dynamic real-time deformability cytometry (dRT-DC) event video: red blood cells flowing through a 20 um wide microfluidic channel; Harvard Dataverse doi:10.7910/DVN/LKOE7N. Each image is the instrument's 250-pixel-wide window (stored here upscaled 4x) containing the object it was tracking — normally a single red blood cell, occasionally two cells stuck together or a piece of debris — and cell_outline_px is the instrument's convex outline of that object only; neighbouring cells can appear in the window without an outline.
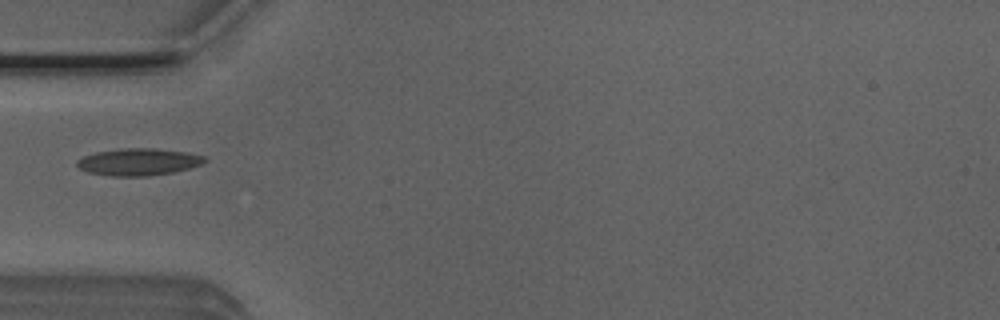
{"species": "Egyptian fruit bat (a non-hibernating species)", "species_latin": "Rousettus aegyptiacus", "temperature_condition": "room temperature", "stored_images_in_passage": 2, "camera_frame_rate_fps": 3000, "um_per_image_px": 0.085, "animal": {"sex": "male"}, "frame": {"image": 1, "passage_image": 1, "time_ms": 0.0, "image_size_px": [1000, 320], "cell_outline_px": [[208, 160], [200, 164], [188, 168], [172, 172], [148, 176], [112, 176], [88, 172], [80, 168], [76, 164], [76, 160], [84, 156], [96, 152], [124, 148], [156, 148], [188, 152], [204, 156]], "centroid_in_image_um": [11.77, 13.75], "position_along_channel_um": 73.2, "area_um2": 20.06}}